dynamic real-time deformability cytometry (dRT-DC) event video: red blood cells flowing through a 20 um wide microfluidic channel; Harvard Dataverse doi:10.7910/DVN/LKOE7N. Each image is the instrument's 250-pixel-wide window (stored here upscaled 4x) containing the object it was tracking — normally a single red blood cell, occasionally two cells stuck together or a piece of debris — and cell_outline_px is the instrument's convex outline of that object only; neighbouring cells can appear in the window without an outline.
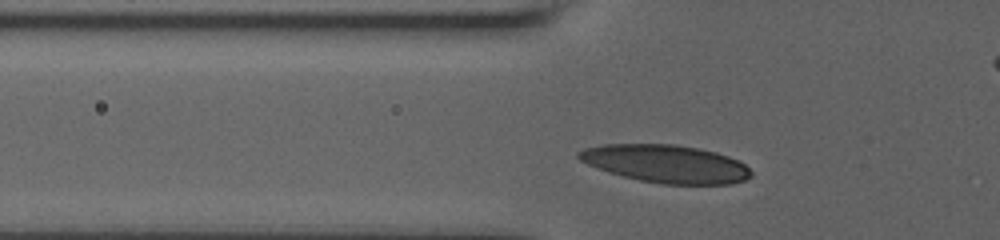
{"species": "human", "species_latin": "Homo sapiens", "temperature_condition": "room temperature", "stored_images_in_passage": 31, "camera_frame_rate_fps": 3000, "um_per_image_px": 0.085, "donor": {"sex": "male"}, "frame": {"image": 1, "passage_image": 4, "time_ms": 1.333, "image_size_px": [1000, 240], "cell_outline_px": [[752, 176], [744, 180], [732, 184], [664, 184], [640, 180], [608, 172], [596, 168], [580, 160], [576, 156], [576, 152], [584, 148], [604, 144], [676, 144], [716, 152], [740, 160], [752, 172]], "centroid_in_image_um": [56.6, 13.91], "position_along_channel_um": 69.2, "area_um2": 38.09}}
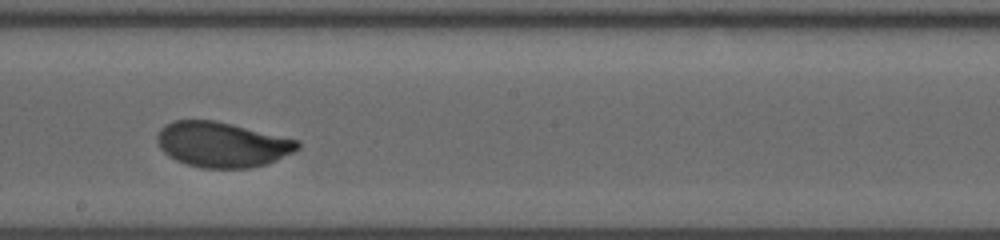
{"frame": {"image": 2, "passage_image": 14, "time_ms": 5.667, "image_size_px": [1000, 240], "cell_outline_px": [[300, 148], [276, 160], [264, 164], [248, 168], [200, 168], [176, 160], [168, 156], [160, 148], [156, 140], [156, 136], [160, 128], [164, 124], [172, 120], [216, 120], [300, 140]], "centroid_in_image_um": [18.85, 12.27], "position_along_channel_um": 229.4, "area_um2": 37.17}}
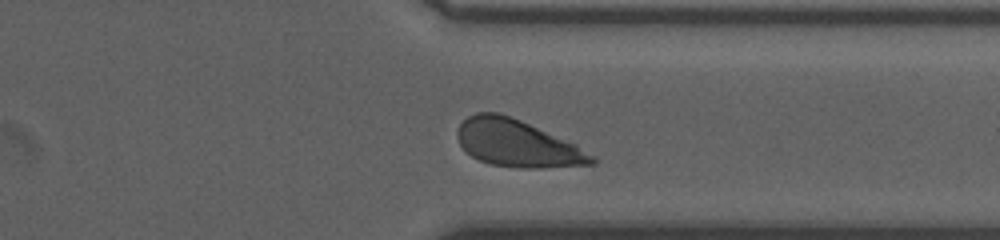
{"frame": {"image": 3, "passage_image": 26, "time_ms": 9.333, "image_size_px": [1000, 240], "cell_outline_px": [[596, 164], [540, 168], [520, 168], [492, 164], [480, 160], [472, 156], [460, 144], [456, 136], [456, 132], [460, 124], [468, 116], [476, 112], [496, 112], [520, 120], [576, 144], [596, 156]], "centroid_in_image_um": [43.99, 12.19], "position_along_channel_um": 367.4, "area_um2": 36.65}, "authors_computed_cell_mechanics": {"area_um2": 37.1076, "velocity_mm_per_s": 3.7723, "shape_relaxation_time_tau1_ms": 3.1554, "shape_relaxation_time_tau2_ms": null, "deformation_change_tau1": 0.1343, "deformation_change_tau2": null}}